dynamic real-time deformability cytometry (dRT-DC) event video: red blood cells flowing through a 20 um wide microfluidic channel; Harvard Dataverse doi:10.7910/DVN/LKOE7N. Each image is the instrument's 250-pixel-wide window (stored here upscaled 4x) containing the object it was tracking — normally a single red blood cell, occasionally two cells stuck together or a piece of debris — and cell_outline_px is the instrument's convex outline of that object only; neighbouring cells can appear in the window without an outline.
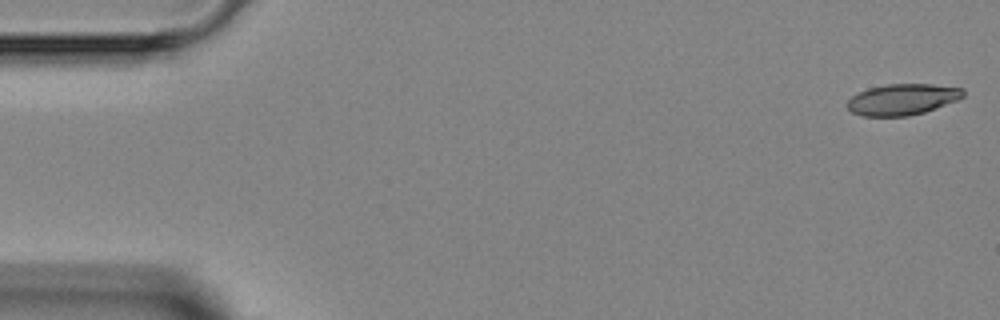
{"species": "Egyptian fruit bat (a non-hibernating species)", "species_latin": "Rousettus aegyptiacus", "temperature_condition": "room temperature", "stored_images_in_passage": 6, "camera_frame_rate_fps": 3000, "um_per_image_px": 0.085, "animal": {"sex": "female"}, "frame": {"image": 1, "passage_image": 1, "time_ms": 0.0, "image_size_px": [1000, 320], "cell_outline_px": [[964, 96], [956, 100], [924, 112], [908, 116], [864, 116], [852, 112], [848, 108], [848, 100], [852, 96], [868, 88], [888, 84], [932, 84], [964, 88]], "centroid_in_image_um": [76.71, 8.44], "position_along_channel_um": 8.3, "area_um2": 20.81}}
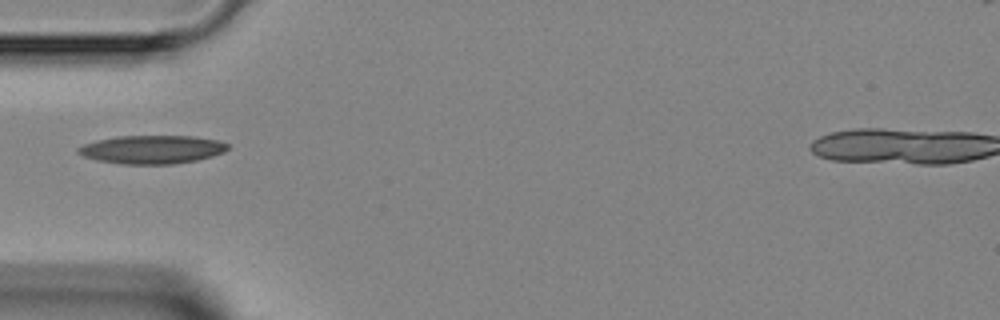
{"frame": {"image": 2, "passage_image": 5, "time_ms": 4.667, "image_size_px": [1000, 320], "cell_outline_px": [[228, 148], [224, 152], [212, 156], [196, 160], [172, 164], [120, 164], [96, 160], [84, 156], [76, 152], [76, 148], [84, 144], [96, 140], [116, 136], [196, 136], [216, 140], [228, 144]], "centroid_in_image_um": [12.88, 12.7], "position_along_channel_um": 72.1, "area_um2": 24.8}}
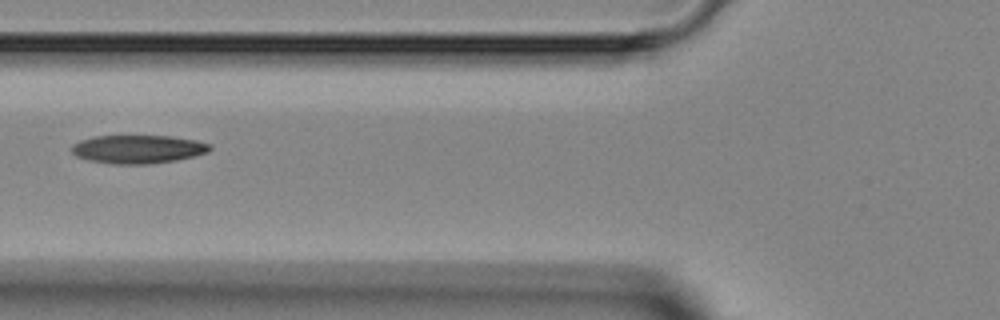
{"frame": {"image": 3, "passage_image": 6, "time_ms": 5.667, "image_size_px": [1000, 320], "cell_outline_px": [[212, 148], [208, 152], [176, 160], [148, 164], [112, 164], [88, 160], [76, 156], [72, 152], [72, 144], [80, 140], [96, 136], [172, 136], [196, 140], [212, 144]], "centroid_in_image_um": [11.73, 12.68], "position_along_channel_um": 114.1, "area_um2": 22.89}}